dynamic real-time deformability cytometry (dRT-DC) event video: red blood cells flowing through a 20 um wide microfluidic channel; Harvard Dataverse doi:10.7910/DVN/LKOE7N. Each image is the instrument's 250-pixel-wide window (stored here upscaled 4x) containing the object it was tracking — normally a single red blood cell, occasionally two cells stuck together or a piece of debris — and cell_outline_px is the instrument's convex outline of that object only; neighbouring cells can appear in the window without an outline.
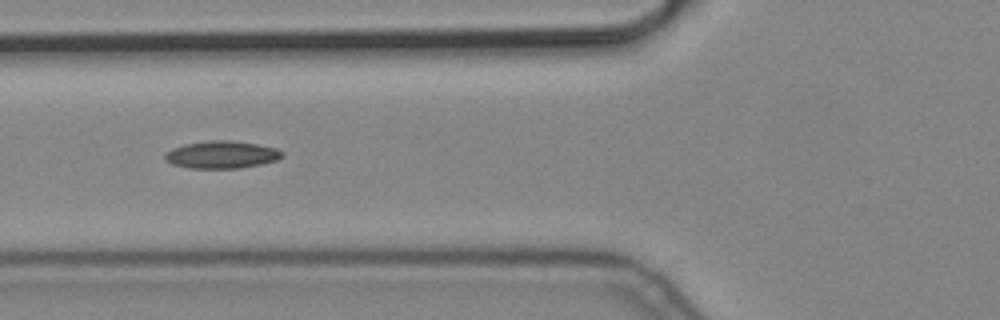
{"species": "common noctule bat (a hibernating species)", "species_latin": "Nyctalus noctula", "temperature_condition": "cold", "stored_images_in_passage": 12, "camera_frame_rate_fps": 3000, "um_per_image_px": 0.085, "animal": {"sex": "male", "body_mass_g": 19.2, "forearm_length_mm": 51.8}, "frame": {"image": 1, "passage_image": 3, "time_ms": 0.667, "image_size_px": [1000, 320], "cell_outline_px": [[284, 156], [276, 160], [260, 164], [240, 168], [188, 168], [172, 164], [164, 160], [164, 152], [172, 148], [184, 144], [208, 140], [228, 140], [256, 144], [276, 148], [284, 152]], "centroid_in_image_um": [18.8, 13.14], "position_along_channel_um": 107.0, "area_um2": 18.84}}
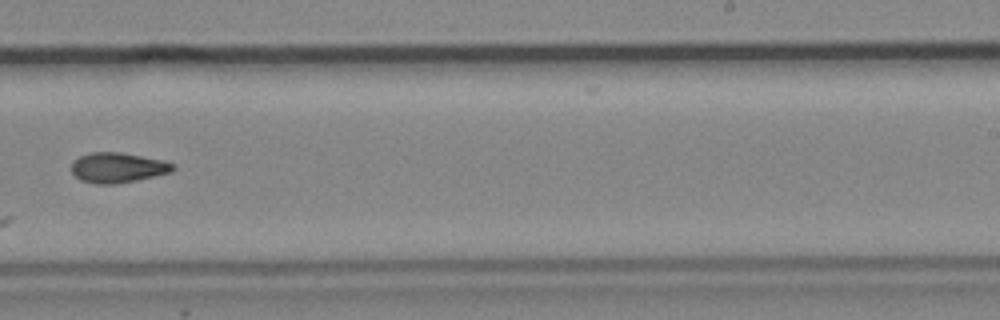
{"frame": {"image": 2, "passage_image": 7, "time_ms": 2.0, "image_size_px": [1000, 320], "cell_outline_px": [[176, 168], [172, 172], [136, 180], [116, 184], [96, 184], [80, 180], [72, 172], [72, 160], [80, 156], [92, 152], [120, 152], [164, 160], [176, 164]], "centroid_in_image_um": [10.03, 14.24], "position_along_channel_um": 279.0, "area_um2": 17.92}}
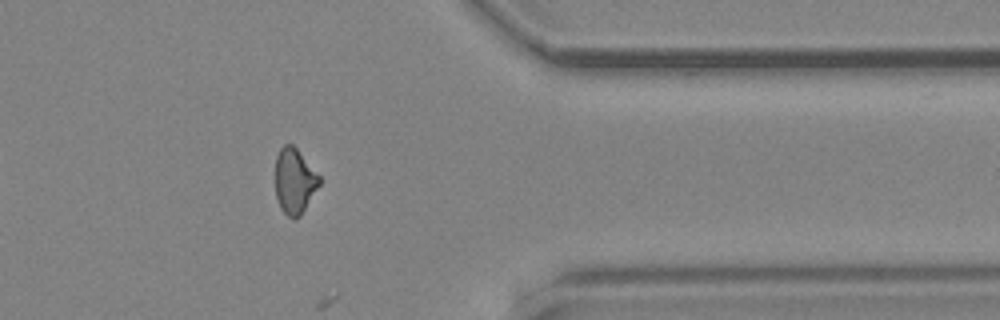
{"frame": {"image": 3, "passage_image": 10, "time_ms": 3.0, "image_size_px": [1000, 320], "cell_outline_px": [[320, 184], [300, 216], [292, 220], [280, 208], [276, 196], [276, 156], [280, 148], [284, 144], [292, 144], [296, 148], [320, 176]], "centroid_in_image_um": [25.03, 15.39], "position_along_channel_um": 386.4, "area_um2": 16.65}}